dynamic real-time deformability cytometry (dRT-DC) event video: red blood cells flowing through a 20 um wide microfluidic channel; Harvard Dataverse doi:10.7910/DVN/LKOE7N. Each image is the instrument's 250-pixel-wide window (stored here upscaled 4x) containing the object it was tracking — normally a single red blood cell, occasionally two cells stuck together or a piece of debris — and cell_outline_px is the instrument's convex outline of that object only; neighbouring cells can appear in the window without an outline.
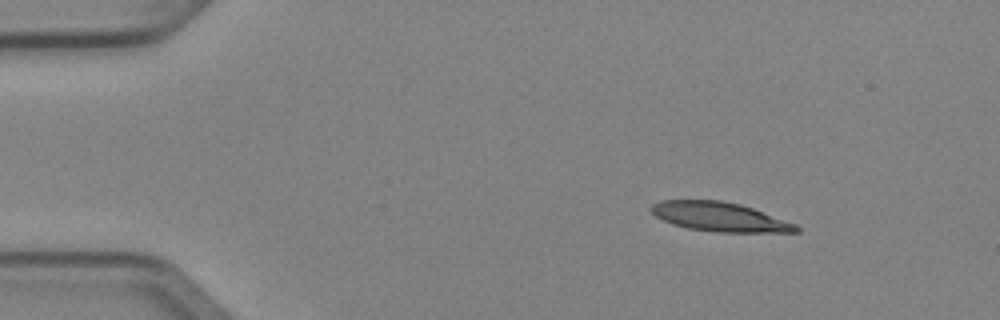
{"species": "Egyptian fruit bat (a non-hibernating species)", "species_latin": "Rousettus aegyptiacus", "temperature_condition": "cold", "stored_images_in_passage": 3, "camera_frame_rate_fps": 3000, "um_per_image_px": 0.085, "animal": {"sex": "female"}, "frame": {"image": 1, "passage_image": 1, "time_ms": 0.0, "image_size_px": [1000, 320], "cell_outline_px": [[800, 232], [716, 232], [688, 228], [672, 224], [656, 216], [648, 208], [652, 204], [660, 200], [720, 200], [740, 204], [752, 208], [796, 224], [800, 228]], "centroid_in_image_um": [61.15, 18.43], "position_along_channel_um": 23.8, "area_um2": 24.57}}
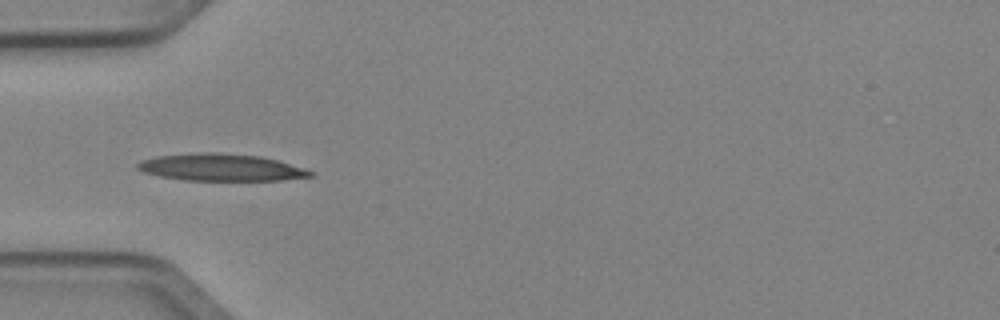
{"frame": {"image": 2, "passage_image": 3, "time_ms": 0.667, "image_size_px": [1000, 320], "cell_outline_px": [[312, 176], [280, 180], [184, 180], [160, 176], [144, 172], [136, 168], [136, 164], [140, 160], [156, 156], [200, 152], [220, 152], [260, 156], [276, 160], [304, 168], [312, 172]], "centroid_in_image_um": [18.72, 14.22], "position_along_channel_um": 66.3, "area_um2": 27.17}}